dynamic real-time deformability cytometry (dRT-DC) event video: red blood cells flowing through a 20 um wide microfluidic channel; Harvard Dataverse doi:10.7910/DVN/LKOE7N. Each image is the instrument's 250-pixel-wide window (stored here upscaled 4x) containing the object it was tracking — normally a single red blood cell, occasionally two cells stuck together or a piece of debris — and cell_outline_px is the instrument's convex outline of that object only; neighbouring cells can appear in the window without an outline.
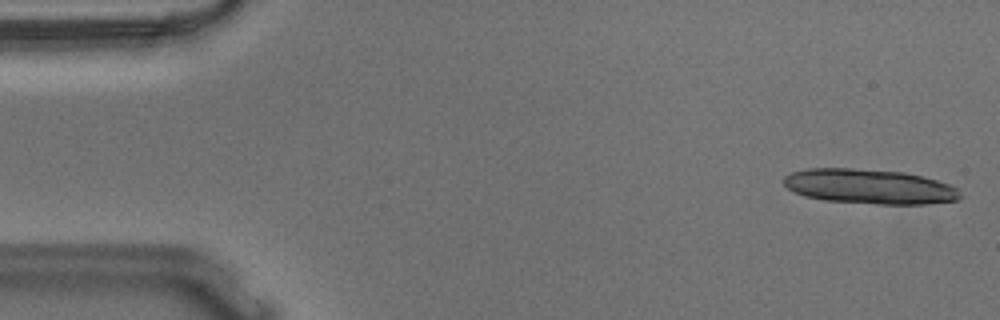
{"species": "Egyptian fruit bat (a non-hibernating species)", "species_latin": "Rousettus aegyptiacus", "temperature_condition": "warm", "stored_images_in_passage": 11, "camera_frame_rate_fps": 3000, "um_per_image_px": 0.085, "animal": {"sex": "male"}, "frame": {"image": 1, "passage_image": 2, "time_ms": 0.333, "image_size_px": [1000, 320], "cell_outline_px": [[960, 200], [924, 204], [876, 204], [824, 200], [804, 196], [788, 188], [784, 184], [784, 176], [792, 172], [808, 168], [852, 168], [904, 172], [924, 176], [948, 184], [956, 188], [960, 192]], "centroid_in_image_um": [73.91, 15.85], "position_along_channel_um": 11.1, "area_um2": 35.78}}